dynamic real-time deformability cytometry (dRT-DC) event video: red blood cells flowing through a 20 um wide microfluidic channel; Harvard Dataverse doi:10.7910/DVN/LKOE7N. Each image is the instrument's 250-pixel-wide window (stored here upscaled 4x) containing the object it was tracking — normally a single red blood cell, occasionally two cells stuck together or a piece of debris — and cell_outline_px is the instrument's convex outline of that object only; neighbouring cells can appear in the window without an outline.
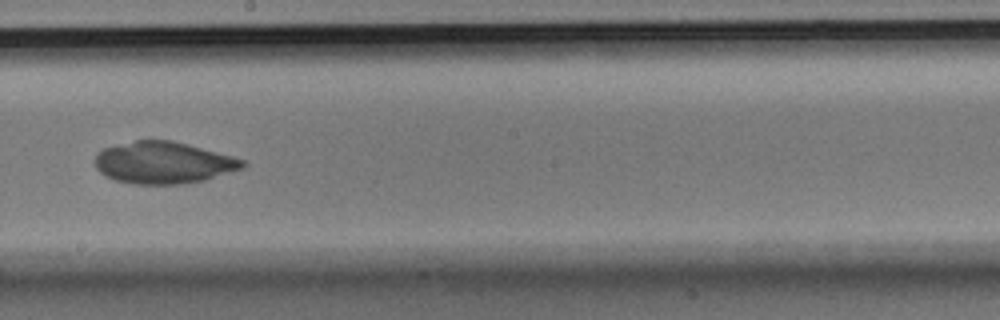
{"species": "Egyptian fruit bat (a non-hibernating species)", "species_latin": "Rousettus aegyptiacus", "temperature_condition": "room temperature", "stored_images_in_passage": 54, "camera_frame_rate_fps": 3000, "um_per_image_px": 0.085, "animal": {"sex": "male"}, "frame": {"image": 1, "passage_image": 30, "time_ms": 9.667, "image_size_px": [1000, 320], "cell_outline_px": [[248, 164], [244, 168], [204, 180], [180, 184], [132, 184], [116, 180], [104, 176], [96, 168], [96, 152], [104, 148], [136, 140], [172, 140], [232, 156], [244, 160]], "centroid_in_image_um": [13.89, 13.83], "position_along_channel_um": 234.3, "area_um2": 35.95}}
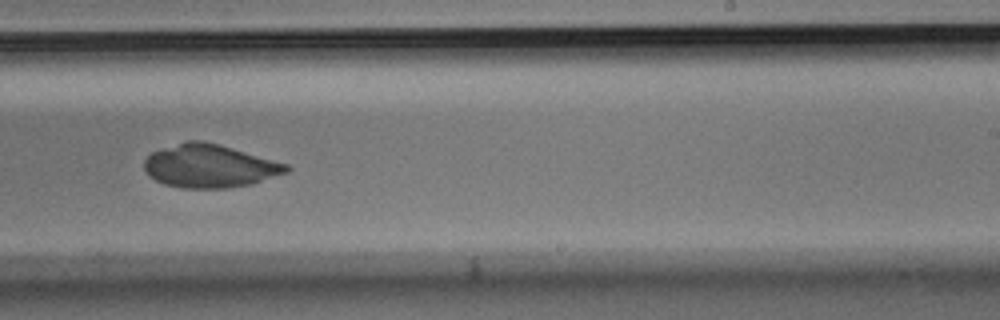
{"frame": {"image": 2, "passage_image": 33, "time_ms": 10.667, "image_size_px": [1000, 320], "cell_outline_px": [[292, 168], [288, 172], [252, 184], [228, 188], [180, 188], [164, 184], [148, 176], [144, 168], [144, 160], [152, 152], [188, 140], [200, 140], [220, 144], [288, 164]], "centroid_in_image_um": [17.83, 14.12], "position_along_channel_um": 271.2, "area_um2": 35.84}}
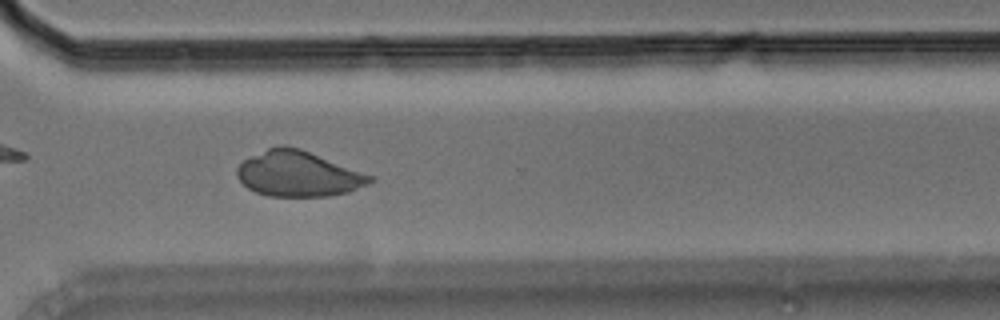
{"frame": {"image": 3, "passage_image": 39, "time_ms": 12.667, "image_size_px": [1000, 320], "cell_outline_px": [[376, 180], [368, 184], [348, 192], [328, 196], [268, 196], [256, 192], [248, 188], [236, 176], [236, 168], [244, 160], [268, 148], [280, 144], [284, 144], [300, 148], [376, 176]], "centroid_in_image_um": [25.39, 14.77], "position_along_channel_um": 345.2, "area_um2": 35.43}}